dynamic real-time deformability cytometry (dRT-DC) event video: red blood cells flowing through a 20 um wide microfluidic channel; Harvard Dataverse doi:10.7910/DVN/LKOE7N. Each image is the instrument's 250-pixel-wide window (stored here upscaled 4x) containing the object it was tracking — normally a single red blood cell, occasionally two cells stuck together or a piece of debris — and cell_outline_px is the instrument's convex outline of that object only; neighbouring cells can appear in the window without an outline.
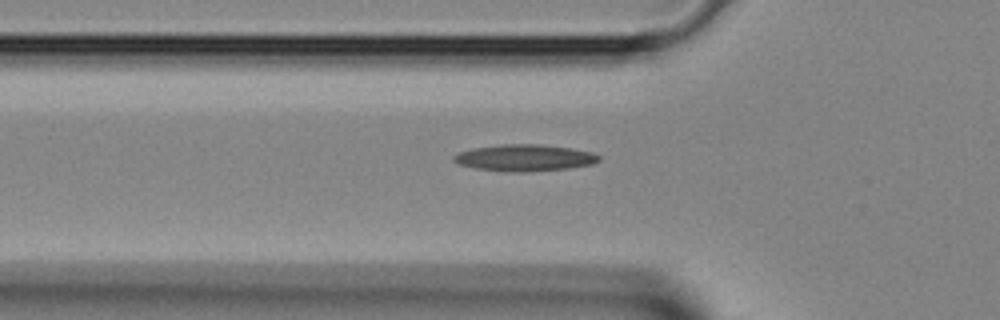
{"species": "Egyptian fruit bat (a non-hibernating species)", "species_latin": "Rousettus aegyptiacus", "temperature_condition": "room temperature", "stored_images_in_passage": 30, "camera_frame_rate_fps": 3000, "um_per_image_px": 0.085, "animal": {"sex": "female"}, "frame": {"image": 1, "passage_image": 6, "time_ms": 1.667, "image_size_px": [1000, 320], "cell_outline_px": [[600, 160], [592, 164], [568, 168], [528, 172], [512, 172], [476, 168], [456, 164], [452, 160], [452, 156], [460, 152], [476, 148], [500, 144], [536, 144], [572, 148], [592, 152], [600, 156]], "centroid_in_image_um": [44.59, 13.41], "position_along_channel_um": 81.2, "area_um2": 22.48}}
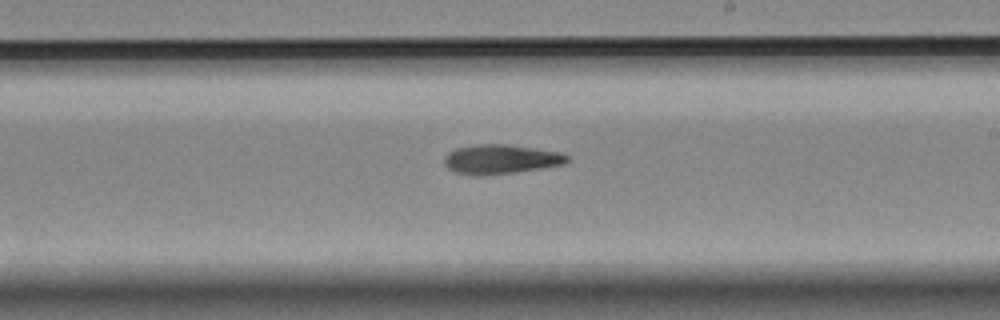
{"frame": {"image": 2, "passage_image": 16, "time_ms": 5.0, "image_size_px": [1000, 320], "cell_outline_px": [[568, 160], [564, 164], [516, 172], [480, 176], [476, 176], [456, 172], [448, 168], [444, 164], [444, 156], [448, 152], [456, 148], [480, 144], [508, 144], [560, 152], [568, 156]], "centroid_in_image_um": [42.53, 13.53], "position_along_channel_um": 246.5, "area_um2": 20.98}}
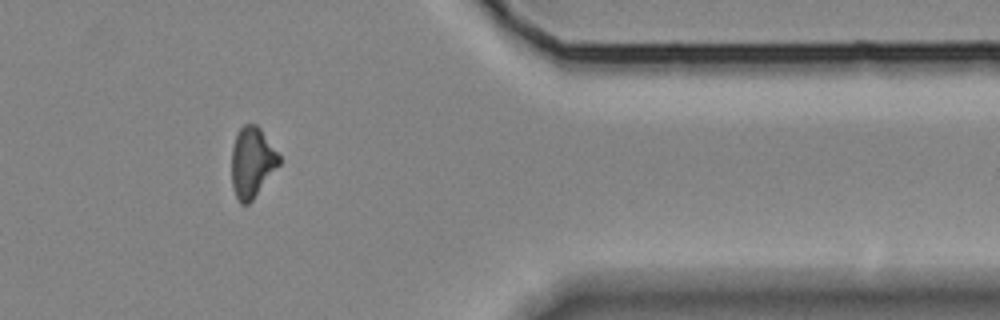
{"frame": {"image": 3, "passage_image": 26, "time_ms": 8.333, "image_size_px": [1000, 320], "cell_outline_px": [[280, 164], [252, 200], [248, 204], [240, 204], [232, 188], [232, 148], [236, 132], [244, 124], [256, 124], [260, 128], [280, 156]], "centroid_in_image_um": [21.41, 13.79], "position_along_channel_um": 390.0, "area_um2": 19.42}}